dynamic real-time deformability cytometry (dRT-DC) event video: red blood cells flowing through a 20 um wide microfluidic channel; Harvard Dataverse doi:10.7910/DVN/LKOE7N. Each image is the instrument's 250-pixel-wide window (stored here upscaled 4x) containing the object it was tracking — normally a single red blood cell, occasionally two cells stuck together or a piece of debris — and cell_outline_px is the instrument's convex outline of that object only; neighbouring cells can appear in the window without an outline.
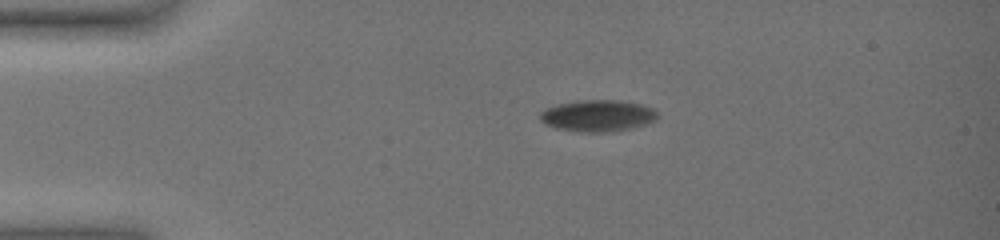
{"species": "common noctule bat (a hibernating species)", "species_latin": "Nyctalus noctula", "temperature_condition": "warm", "stored_images_in_passage": 46, "camera_frame_rate_fps": 3000, "um_per_image_px": 0.085, "animal": {"sex": "female", "body_mass_g": 19.0, "forearm_length_mm": 51.5}, "frame": {"image": 1, "passage_image": 1, "time_ms": 0.0, "image_size_px": [1000, 240], "cell_outline_px": [[656, 120], [632, 128], [612, 132], [580, 132], [556, 128], [544, 124], [540, 120], [540, 112], [544, 108], [556, 104], [576, 100], [616, 100], [640, 104], [652, 108], [656, 112]], "centroid_in_image_um": [50.74, 9.84], "position_along_channel_um": 34.3, "area_um2": 21.73}}
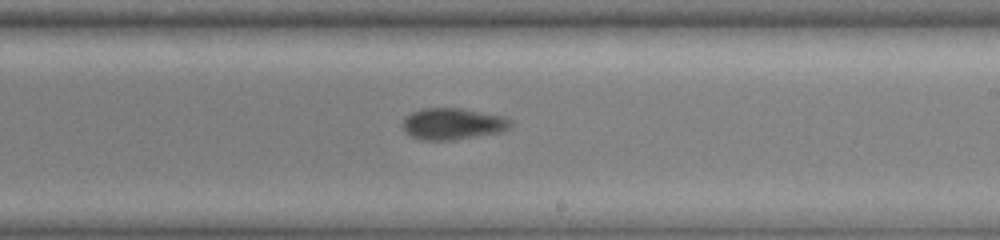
{"frame": {"image": 2, "passage_image": 25, "time_ms": 8.0, "image_size_px": [1000, 240], "cell_outline_px": [[512, 124], [508, 128], [500, 132], [452, 140], [420, 140], [404, 132], [400, 124], [412, 112], [424, 108], [464, 108], [504, 116], [512, 120]], "centroid_in_image_um": [38.47, 10.52], "position_along_channel_um": 250.5, "area_um2": 19.94}}
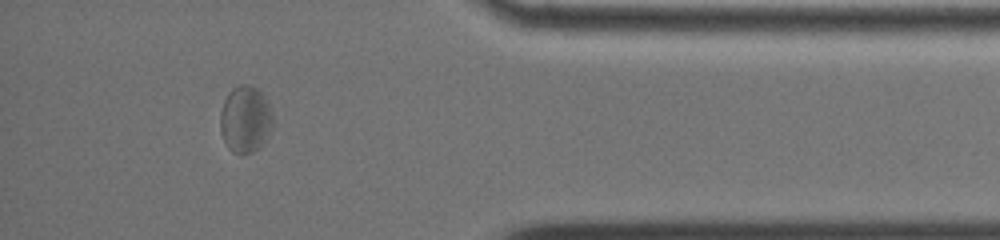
{"frame": {"image": 3, "passage_image": 41, "time_ms": 13.333, "image_size_px": [1000, 240], "cell_outline_px": [[272, 128], [264, 144], [260, 148], [252, 152], [240, 156], [232, 152], [228, 148], [220, 132], [220, 112], [224, 100], [228, 92], [232, 88], [240, 84], [248, 84], [256, 88], [268, 100], [272, 112]], "centroid_in_image_um": [20.85, 10.16], "position_along_channel_um": 414.3, "area_um2": 20.98}, "authors_computed_cell_mechanics": {"area_um2": 20.8658, "velocity_mm_per_s": 3.3455, "shape_relaxation_time_tau1_ms": null, "shape_relaxation_time_tau2_ms": 2.6233, "deformation_change_tau1": null, "deformation_change_tau2": 0.0615}}